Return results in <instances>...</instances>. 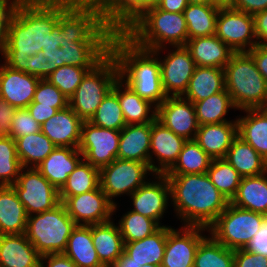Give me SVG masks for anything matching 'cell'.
<instances>
[{"label":"cell","mask_w":267,"mask_h":267,"mask_svg":"<svg viewBox=\"0 0 267 267\" xmlns=\"http://www.w3.org/2000/svg\"><path fill=\"white\" fill-rule=\"evenodd\" d=\"M161 0H147V9L156 6Z\"/></svg>","instance_id":"obj_65"},{"label":"cell","mask_w":267,"mask_h":267,"mask_svg":"<svg viewBox=\"0 0 267 267\" xmlns=\"http://www.w3.org/2000/svg\"><path fill=\"white\" fill-rule=\"evenodd\" d=\"M247 53L253 58L256 68L267 83V45L257 44Z\"/></svg>","instance_id":"obj_55"},{"label":"cell","mask_w":267,"mask_h":267,"mask_svg":"<svg viewBox=\"0 0 267 267\" xmlns=\"http://www.w3.org/2000/svg\"><path fill=\"white\" fill-rule=\"evenodd\" d=\"M80 1H96V0H80Z\"/></svg>","instance_id":"obj_67"},{"label":"cell","mask_w":267,"mask_h":267,"mask_svg":"<svg viewBox=\"0 0 267 267\" xmlns=\"http://www.w3.org/2000/svg\"><path fill=\"white\" fill-rule=\"evenodd\" d=\"M234 267H267V256L242 248L234 250Z\"/></svg>","instance_id":"obj_51"},{"label":"cell","mask_w":267,"mask_h":267,"mask_svg":"<svg viewBox=\"0 0 267 267\" xmlns=\"http://www.w3.org/2000/svg\"><path fill=\"white\" fill-rule=\"evenodd\" d=\"M211 182L229 200L235 196L242 176L225 159H213L207 170Z\"/></svg>","instance_id":"obj_43"},{"label":"cell","mask_w":267,"mask_h":267,"mask_svg":"<svg viewBox=\"0 0 267 267\" xmlns=\"http://www.w3.org/2000/svg\"><path fill=\"white\" fill-rule=\"evenodd\" d=\"M156 120L185 140H194L200 126L194 104L183 97H167L156 108Z\"/></svg>","instance_id":"obj_17"},{"label":"cell","mask_w":267,"mask_h":267,"mask_svg":"<svg viewBox=\"0 0 267 267\" xmlns=\"http://www.w3.org/2000/svg\"><path fill=\"white\" fill-rule=\"evenodd\" d=\"M118 224L124 243L151 236L162 227L155 220L132 210L123 214Z\"/></svg>","instance_id":"obj_44"},{"label":"cell","mask_w":267,"mask_h":267,"mask_svg":"<svg viewBox=\"0 0 267 267\" xmlns=\"http://www.w3.org/2000/svg\"><path fill=\"white\" fill-rule=\"evenodd\" d=\"M193 104L199 125L237 122L225 118L230 108L236 109L226 89Z\"/></svg>","instance_id":"obj_40"},{"label":"cell","mask_w":267,"mask_h":267,"mask_svg":"<svg viewBox=\"0 0 267 267\" xmlns=\"http://www.w3.org/2000/svg\"><path fill=\"white\" fill-rule=\"evenodd\" d=\"M21 169L15 140L10 136L0 137V186H12Z\"/></svg>","instance_id":"obj_46"},{"label":"cell","mask_w":267,"mask_h":267,"mask_svg":"<svg viewBox=\"0 0 267 267\" xmlns=\"http://www.w3.org/2000/svg\"><path fill=\"white\" fill-rule=\"evenodd\" d=\"M243 111L246 115L236 118L237 135L267 161V108Z\"/></svg>","instance_id":"obj_32"},{"label":"cell","mask_w":267,"mask_h":267,"mask_svg":"<svg viewBox=\"0 0 267 267\" xmlns=\"http://www.w3.org/2000/svg\"><path fill=\"white\" fill-rule=\"evenodd\" d=\"M149 172L153 174L146 163L119 158L99 169L100 187L107 198L114 204V212L118 208L113 200L114 197H119V195L123 194L130 196L147 182V173Z\"/></svg>","instance_id":"obj_10"},{"label":"cell","mask_w":267,"mask_h":267,"mask_svg":"<svg viewBox=\"0 0 267 267\" xmlns=\"http://www.w3.org/2000/svg\"><path fill=\"white\" fill-rule=\"evenodd\" d=\"M160 62L162 86L167 97H181L187 90L195 70V62L185 46H172Z\"/></svg>","instance_id":"obj_15"},{"label":"cell","mask_w":267,"mask_h":267,"mask_svg":"<svg viewBox=\"0 0 267 267\" xmlns=\"http://www.w3.org/2000/svg\"><path fill=\"white\" fill-rule=\"evenodd\" d=\"M119 77L118 62L110 52L83 77L69 99V107L82 121H89Z\"/></svg>","instance_id":"obj_8"},{"label":"cell","mask_w":267,"mask_h":267,"mask_svg":"<svg viewBox=\"0 0 267 267\" xmlns=\"http://www.w3.org/2000/svg\"><path fill=\"white\" fill-rule=\"evenodd\" d=\"M139 48L154 51L170 46H185L187 23L182 13L168 12L157 6L148 8L124 33Z\"/></svg>","instance_id":"obj_5"},{"label":"cell","mask_w":267,"mask_h":267,"mask_svg":"<svg viewBox=\"0 0 267 267\" xmlns=\"http://www.w3.org/2000/svg\"><path fill=\"white\" fill-rule=\"evenodd\" d=\"M58 22V3H19L9 22L4 64L26 72L27 60L45 48Z\"/></svg>","instance_id":"obj_2"},{"label":"cell","mask_w":267,"mask_h":267,"mask_svg":"<svg viewBox=\"0 0 267 267\" xmlns=\"http://www.w3.org/2000/svg\"><path fill=\"white\" fill-rule=\"evenodd\" d=\"M39 78L26 72L0 65V98L16 109L27 108L32 102Z\"/></svg>","instance_id":"obj_20"},{"label":"cell","mask_w":267,"mask_h":267,"mask_svg":"<svg viewBox=\"0 0 267 267\" xmlns=\"http://www.w3.org/2000/svg\"><path fill=\"white\" fill-rule=\"evenodd\" d=\"M12 187L28 216L51 210L60 203L59 191L35 167H22Z\"/></svg>","instance_id":"obj_11"},{"label":"cell","mask_w":267,"mask_h":267,"mask_svg":"<svg viewBox=\"0 0 267 267\" xmlns=\"http://www.w3.org/2000/svg\"><path fill=\"white\" fill-rule=\"evenodd\" d=\"M22 167H37L56 148L41 131L14 139ZM30 165V166H29Z\"/></svg>","instance_id":"obj_38"},{"label":"cell","mask_w":267,"mask_h":267,"mask_svg":"<svg viewBox=\"0 0 267 267\" xmlns=\"http://www.w3.org/2000/svg\"><path fill=\"white\" fill-rule=\"evenodd\" d=\"M225 89L224 70L196 66L186 92L181 96L192 103L201 101Z\"/></svg>","instance_id":"obj_34"},{"label":"cell","mask_w":267,"mask_h":267,"mask_svg":"<svg viewBox=\"0 0 267 267\" xmlns=\"http://www.w3.org/2000/svg\"><path fill=\"white\" fill-rule=\"evenodd\" d=\"M212 160L213 159L195 140H187L184 143L175 164L165 173V175L207 173Z\"/></svg>","instance_id":"obj_39"},{"label":"cell","mask_w":267,"mask_h":267,"mask_svg":"<svg viewBox=\"0 0 267 267\" xmlns=\"http://www.w3.org/2000/svg\"><path fill=\"white\" fill-rule=\"evenodd\" d=\"M171 228L162 225L151 236L124 243V253L132 258L133 262L141 266L146 264L161 265L165 253L167 233Z\"/></svg>","instance_id":"obj_31"},{"label":"cell","mask_w":267,"mask_h":267,"mask_svg":"<svg viewBox=\"0 0 267 267\" xmlns=\"http://www.w3.org/2000/svg\"><path fill=\"white\" fill-rule=\"evenodd\" d=\"M120 131L95 126L83 121L78 147L83 159L92 166L102 168L117 158Z\"/></svg>","instance_id":"obj_13"},{"label":"cell","mask_w":267,"mask_h":267,"mask_svg":"<svg viewBox=\"0 0 267 267\" xmlns=\"http://www.w3.org/2000/svg\"><path fill=\"white\" fill-rule=\"evenodd\" d=\"M113 35L96 1L59 2L58 22L42 49L47 77L63 65L94 68L110 53Z\"/></svg>","instance_id":"obj_1"},{"label":"cell","mask_w":267,"mask_h":267,"mask_svg":"<svg viewBox=\"0 0 267 267\" xmlns=\"http://www.w3.org/2000/svg\"><path fill=\"white\" fill-rule=\"evenodd\" d=\"M194 267H234V250L206 236L196 250Z\"/></svg>","instance_id":"obj_42"},{"label":"cell","mask_w":267,"mask_h":267,"mask_svg":"<svg viewBox=\"0 0 267 267\" xmlns=\"http://www.w3.org/2000/svg\"><path fill=\"white\" fill-rule=\"evenodd\" d=\"M219 10L220 7L214 4H188L183 11L188 39L215 35Z\"/></svg>","instance_id":"obj_37"},{"label":"cell","mask_w":267,"mask_h":267,"mask_svg":"<svg viewBox=\"0 0 267 267\" xmlns=\"http://www.w3.org/2000/svg\"><path fill=\"white\" fill-rule=\"evenodd\" d=\"M255 35L259 45H267V9L253 15Z\"/></svg>","instance_id":"obj_58"},{"label":"cell","mask_w":267,"mask_h":267,"mask_svg":"<svg viewBox=\"0 0 267 267\" xmlns=\"http://www.w3.org/2000/svg\"><path fill=\"white\" fill-rule=\"evenodd\" d=\"M185 47L190 52L196 66L223 69L235 53L216 35L188 39Z\"/></svg>","instance_id":"obj_25"},{"label":"cell","mask_w":267,"mask_h":267,"mask_svg":"<svg viewBox=\"0 0 267 267\" xmlns=\"http://www.w3.org/2000/svg\"><path fill=\"white\" fill-rule=\"evenodd\" d=\"M155 180L146 182L130 195L132 211L155 220L160 226V219L168 208L170 185L165 174H154ZM159 180V181H158Z\"/></svg>","instance_id":"obj_18"},{"label":"cell","mask_w":267,"mask_h":267,"mask_svg":"<svg viewBox=\"0 0 267 267\" xmlns=\"http://www.w3.org/2000/svg\"><path fill=\"white\" fill-rule=\"evenodd\" d=\"M82 159L78 148L56 147L36 168L59 191Z\"/></svg>","instance_id":"obj_23"},{"label":"cell","mask_w":267,"mask_h":267,"mask_svg":"<svg viewBox=\"0 0 267 267\" xmlns=\"http://www.w3.org/2000/svg\"><path fill=\"white\" fill-rule=\"evenodd\" d=\"M225 89L238 110L267 108V83L247 52L234 53L223 68Z\"/></svg>","instance_id":"obj_6"},{"label":"cell","mask_w":267,"mask_h":267,"mask_svg":"<svg viewBox=\"0 0 267 267\" xmlns=\"http://www.w3.org/2000/svg\"><path fill=\"white\" fill-rule=\"evenodd\" d=\"M83 121L68 106L59 110L41 125L44 133L56 147L78 148L81 141Z\"/></svg>","instance_id":"obj_21"},{"label":"cell","mask_w":267,"mask_h":267,"mask_svg":"<svg viewBox=\"0 0 267 267\" xmlns=\"http://www.w3.org/2000/svg\"><path fill=\"white\" fill-rule=\"evenodd\" d=\"M92 241L100 262L108 267L124 252V242L118 225L112 220L92 225Z\"/></svg>","instance_id":"obj_30"},{"label":"cell","mask_w":267,"mask_h":267,"mask_svg":"<svg viewBox=\"0 0 267 267\" xmlns=\"http://www.w3.org/2000/svg\"><path fill=\"white\" fill-rule=\"evenodd\" d=\"M156 6L168 12L182 13L188 6V2L187 0H161Z\"/></svg>","instance_id":"obj_60"},{"label":"cell","mask_w":267,"mask_h":267,"mask_svg":"<svg viewBox=\"0 0 267 267\" xmlns=\"http://www.w3.org/2000/svg\"><path fill=\"white\" fill-rule=\"evenodd\" d=\"M59 199L76 225L104 223L111 220L114 215V204L107 198L100 185L92 191Z\"/></svg>","instance_id":"obj_14"},{"label":"cell","mask_w":267,"mask_h":267,"mask_svg":"<svg viewBox=\"0 0 267 267\" xmlns=\"http://www.w3.org/2000/svg\"><path fill=\"white\" fill-rule=\"evenodd\" d=\"M32 102L38 106H50L58 111L69 106V99L47 79H40Z\"/></svg>","instance_id":"obj_48"},{"label":"cell","mask_w":267,"mask_h":267,"mask_svg":"<svg viewBox=\"0 0 267 267\" xmlns=\"http://www.w3.org/2000/svg\"><path fill=\"white\" fill-rule=\"evenodd\" d=\"M187 140L164 127L156 119L152 122L149 167L153 174H165L176 162ZM155 156L158 166L155 164Z\"/></svg>","instance_id":"obj_19"},{"label":"cell","mask_w":267,"mask_h":267,"mask_svg":"<svg viewBox=\"0 0 267 267\" xmlns=\"http://www.w3.org/2000/svg\"><path fill=\"white\" fill-rule=\"evenodd\" d=\"M27 110L33 119L36 120L40 125L58 112L56 108L50 106H38V103L35 102H31L27 106Z\"/></svg>","instance_id":"obj_57"},{"label":"cell","mask_w":267,"mask_h":267,"mask_svg":"<svg viewBox=\"0 0 267 267\" xmlns=\"http://www.w3.org/2000/svg\"><path fill=\"white\" fill-rule=\"evenodd\" d=\"M11 125V133L9 134V136L12 139L41 131V125L33 119L27 108L15 110V115Z\"/></svg>","instance_id":"obj_49"},{"label":"cell","mask_w":267,"mask_h":267,"mask_svg":"<svg viewBox=\"0 0 267 267\" xmlns=\"http://www.w3.org/2000/svg\"><path fill=\"white\" fill-rule=\"evenodd\" d=\"M245 249L253 253L267 256V216L264 217L262 227Z\"/></svg>","instance_id":"obj_54"},{"label":"cell","mask_w":267,"mask_h":267,"mask_svg":"<svg viewBox=\"0 0 267 267\" xmlns=\"http://www.w3.org/2000/svg\"><path fill=\"white\" fill-rule=\"evenodd\" d=\"M104 24L114 33L123 34L146 10L147 0H96Z\"/></svg>","instance_id":"obj_22"},{"label":"cell","mask_w":267,"mask_h":267,"mask_svg":"<svg viewBox=\"0 0 267 267\" xmlns=\"http://www.w3.org/2000/svg\"><path fill=\"white\" fill-rule=\"evenodd\" d=\"M18 4L14 0H0V54L2 57L8 42L9 22Z\"/></svg>","instance_id":"obj_50"},{"label":"cell","mask_w":267,"mask_h":267,"mask_svg":"<svg viewBox=\"0 0 267 267\" xmlns=\"http://www.w3.org/2000/svg\"><path fill=\"white\" fill-rule=\"evenodd\" d=\"M264 217L263 214L229 203L208 228L209 235L228 249L246 248L262 227Z\"/></svg>","instance_id":"obj_9"},{"label":"cell","mask_w":267,"mask_h":267,"mask_svg":"<svg viewBox=\"0 0 267 267\" xmlns=\"http://www.w3.org/2000/svg\"><path fill=\"white\" fill-rule=\"evenodd\" d=\"M47 263V265H44ZM77 267L76 264L63 253L46 254L41 256L40 267Z\"/></svg>","instance_id":"obj_59"},{"label":"cell","mask_w":267,"mask_h":267,"mask_svg":"<svg viewBox=\"0 0 267 267\" xmlns=\"http://www.w3.org/2000/svg\"><path fill=\"white\" fill-rule=\"evenodd\" d=\"M28 215L12 186H0V235L24 234Z\"/></svg>","instance_id":"obj_29"},{"label":"cell","mask_w":267,"mask_h":267,"mask_svg":"<svg viewBox=\"0 0 267 267\" xmlns=\"http://www.w3.org/2000/svg\"><path fill=\"white\" fill-rule=\"evenodd\" d=\"M110 52L118 62L120 78L140 97L155 108L167 98L160 75V50L139 48L124 34H114Z\"/></svg>","instance_id":"obj_4"},{"label":"cell","mask_w":267,"mask_h":267,"mask_svg":"<svg viewBox=\"0 0 267 267\" xmlns=\"http://www.w3.org/2000/svg\"><path fill=\"white\" fill-rule=\"evenodd\" d=\"M203 231L208 232V229L199 226L171 228L167 233L161 267H194L196 250L206 237L201 234Z\"/></svg>","instance_id":"obj_16"},{"label":"cell","mask_w":267,"mask_h":267,"mask_svg":"<svg viewBox=\"0 0 267 267\" xmlns=\"http://www.w3.org/2000/svg\"><path fill=\"white\" fill-rule=\"evenodd\" d=\"M231 8L254 15L267 9V0H233Z\"/></svg>","instance_id":"obj_56"},{"label":"cell","mask_w":267,"mask_h":267,"mask_svg":"<svg viewBox=\"0 0 267 267\" xmlns=\"http://www.w3.org/2000/svg\"><path fill=\"white\" fill-rule=\"evenodd\" d=\"M89 122L95 126L117 131L126 126L118 96L112 90L102 100Z\"/></svg>","instance_id":"obj_45"},{"label":"cell","mask_w":267,"mask_h":267,"mask_svg":"<svg viewBox=\"0 0 267 267\" xmlns=\"http://www.w3.org/2000/svg\"><path fill=\"white\" fill-rule=\"evenodd\" d=\"M267 172L250 177H242L235 196L230 203L267 216Z\"/></svg>","instance_id":"obj_33"},{"label":"cell","mask_w":267,"mask_h":267,"mask_svg":"<svg viewBox=\"0 0 267 267\" xmlns=\"http://www.w3.org/2000/svg\"><path fill=\"white\" fill-rule=\"evenodd\" d=\"M93 68H80L72 65L58 67L46 79L56 86L68 99L75 93L83 77Z\"/></svg>","instance_id":"obj_47"},{"label":"cell","mask_w":267,"mask_h":267,"mask_svg":"<svg viewBox=\"0 0 267 267\" xmlns=\"http://www.w3.org/2000/svg\"><path fill=\"white\" fill-rule=\"evenodd\" d=\"M76 227L60 202L55 208L28 216L25 236L42 256L63 253Z\"/></svg>","instance_id":"obj_7"},{"label":"cell","mask_w":267,"mask_h":267,"mask_svg":"<svg viewBox=\"0 0 267 267\" xmlns=\"http://www.w3.org/2000/svg\"><path fill=\"white\" fill-rule=\"evenodd\" d=\"M15 110V107L0 98V137H8L11 133Z\"/></svg>","instance_id":"obj_53"},{"label":"cell","mask_w":267,"mask_h":267,"mask_svg":"<svg viewBox=\"0 0 267 267\" xmlns=\"http://www.w3.org/2000/svg\"><path fill=\"white\" fill-rule=\"evenodd\" d=\"M64 255L77 267H105L97 255L92 241V225H76L67 241Z\"/></svg>","instance_id":"obj_35"},{"label":"cell","mask_w":267,"mask_h":267,"mask_svg":"<svg viewBox=\"0 0 267 267\" xmlns=\"http://www.w3.org/2000/svg\"><path fill=\"white\" fill-rule=\"evenodd\" d=\"M40 260L25 234L0 235V267H40Z\"/></svg>","instance_id":"obj_24"},{"label":"cell","mask_w":267,"mask_h":267,"mask_svg":"<svg viewBox=\"0 0 267 267\" xmlns=\"http://www.w3.org/2000/svg\"><path fill=\"white\" fill-rule=\"evenodd\" d=\"M99 185V168L82 159L59 190V197L76 196L92 191Z\"/></svg>","instance_id":"obj_41"},{"label":"cell","mask_w":267,"mask_h":267,"mask_svg":"<svg viewBox=\"0 0 267 267\" xmlns=\"http://www.w3.org/2000/svg\"><path fill=\"white\" fill-rule=\"evenodd\" d=\"M212 2L219 7H231L233 0H212Z\"/></svg>","instance_id":"obj_63"},{"label":"cell","mask_w":267,"mask_h":267,"mask_svg":"<svg viewBox=\"0 0 267 267\" xmlns=\"http://www.w3.org/2000/svg\"><path fill=\"white\" fill-rule=\"evenodd\" d=\"M112 91L118 96L126 125L145 124L156 119L155 106L140 97L120 77Z\"/></svg>","instance_id":"obj_28"},{"label":"cell","mask_w":267,"mask_h":267,"mask_svg":"<svg viewBox=\"0 0 267 267\" xmlns=\"http://www.w3.org/2000/svg\"><path fill=\"white\" fill-rule=\"evenodd\" d=\"M215 35L235 53L248 52L258 44L253 15L231 7H220Z\"/></svg>","instance_id":"obj_12"},{"label":"cell","mask_w":267,"mask_h":267,"mask_svg":"<svg viewBox=\"0 0 267 267\" xmlns=\"http://www.w3.org/2000/svg\"><path fill=\"white\" fill-rule=\"evenodd\" d=\"M166 178L170 185L171 204L184 226L208 229L230 203L207 173L166 175Z\"/></svg>","instance_id":"obj_3"},{"label":"cell","mask_w":267,"mask_h":267,"mask_svg":"<svg viewBox=\"0 0 267 267\" xmlns=\"http://www.w3.org/2000/svg\"><path fill=\"white\" fill-rule=\"evenodd\" d=\"M152 122L126 125L120 131L117 158L146 163L149 166Z\"/></svg>","instance_id":"obj_26"},{"label":"cell","mask_w":267,"mask_h":267,"mask_svg":"<svg viewBox=\"0 0 267 267\" xmlns=\"http://www.w3.org/2000/svg\"><path fill=\"white\" fill-rule=\"evenodd\" d=\"M108 267H141V265H138L135 262H133V259L128 257L123 252L122 256L117 260V262Z\"/></svg>","instance_id":"obj_61"},{"label":"cell","mask_w":267,"mask_h":267,"mask_svg":"<svg viewBox=\"0 0 267 267\" xmlns=\"http://www.w3.org/2000/svg\"><path fill=\"white\" fill-rule=\"evenodd\" d=\"M225 159L242 177L258 176L267 172V161L238 136L233 140Z\"/></svg>","instance_id":"obj_36"},{"label":"cell","mask_w":267,"mask_h":267,"mask_svg":"<svg viewBox=\"0 0 267 267\" xmlns=\"http://www.w3.org/2000/svg\"><path fill=\"white\" fill-rule=\"evenodd\" d=\"M18 3H59L67 0H14Z\"/></svg>","instance_id":"obj_62"},{"label":"cell","mask_w":267,"mask_h":267,"mask_svg":"<svg viewBox=\"0 0 267 267\" xmlns=\"http://www.w3.org/2000/svg\"><path fill=\"white\" fill-rule=\"evenodd\" d=\"M188 4H213L212 0H187Z\"/></svg>","instance_id":"obj_64"},{"label":"cell","mask_w":267,"mask_h":267,"mask_svg":"<svg viewBox=\"0 0 267 267\" xmlns=\"http://www.w3.org/2000/svg\"><path fill=\"white\" fill-rule=\"evenodd\" d=\"M237 136V122H223L200 125L194 140L212 159H220Z\"/></svg>","instance_id":"obj_27"},{"label":"cell","mask_w":267,"mask_h":267,"mask_svg":"<svg viewBox=\"0 0 267 267\" xmlns=\"http://www.w3.org/2000/svg\"><path fill=\"white\" fill-rule=\"evenodd\" d=\"M141 267H161V265L146 264V265H142Z\"/></svg>","instance_id":"obj_66"},{"label":"cell","mask_w":267,"mask_h":267,"mask_svg":"<svg viewBox=\"0 0 267 267\" xmlns=\"http://www.w3.org/2000/svg\"><path fill=\"white\" fill-rule=\"evenodd\" d=\"M26 73L38 77L39 79L47 78V62L42 51L36 53L27 60Z\"/></svg>","instance_id":"obj_52"}]
</instances>
